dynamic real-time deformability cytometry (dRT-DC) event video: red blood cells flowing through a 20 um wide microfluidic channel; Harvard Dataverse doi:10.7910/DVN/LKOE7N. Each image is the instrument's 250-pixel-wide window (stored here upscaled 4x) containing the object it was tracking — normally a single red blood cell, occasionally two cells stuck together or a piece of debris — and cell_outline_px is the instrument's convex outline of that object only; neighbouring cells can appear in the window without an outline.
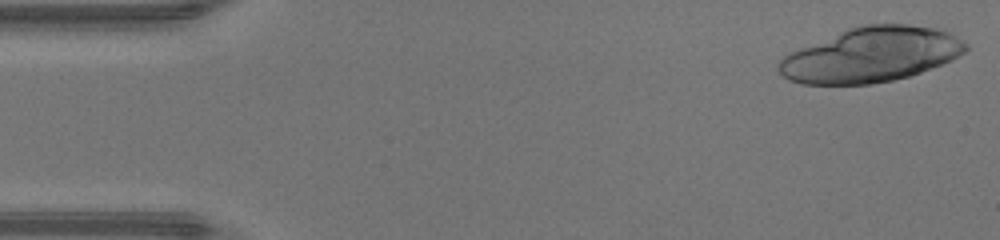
{"species": "human", "species_latin": "Homo sapiens", "temperature_condition": "warm", "stored_images_in_passage": 34, "camera_frame_rate_fps": 3000, "um_per_image_px": 0.085, "donor": {"sex": "male"}, "frame": {"image": 1, "passage_image": 1, "time_ms": 0.0, "image_size_px": [1000, 240], "cell_outline_px": [[968, 48], [964, 52], [952, 60], [920, 72], [908, 76], [892, 80], [872, 84], [800, 84], [788, 80], [776, 68], [776, 64], [784, 56], [800, 48], [848, 28], [868, 24], [908, 24], [936, 28], [948, 32], [964, 40], [968, 44]], "centroid_in_image_um": [74.05, 4.66], "position_along_channel_um": 11.0, "area_um2": 59.48}}